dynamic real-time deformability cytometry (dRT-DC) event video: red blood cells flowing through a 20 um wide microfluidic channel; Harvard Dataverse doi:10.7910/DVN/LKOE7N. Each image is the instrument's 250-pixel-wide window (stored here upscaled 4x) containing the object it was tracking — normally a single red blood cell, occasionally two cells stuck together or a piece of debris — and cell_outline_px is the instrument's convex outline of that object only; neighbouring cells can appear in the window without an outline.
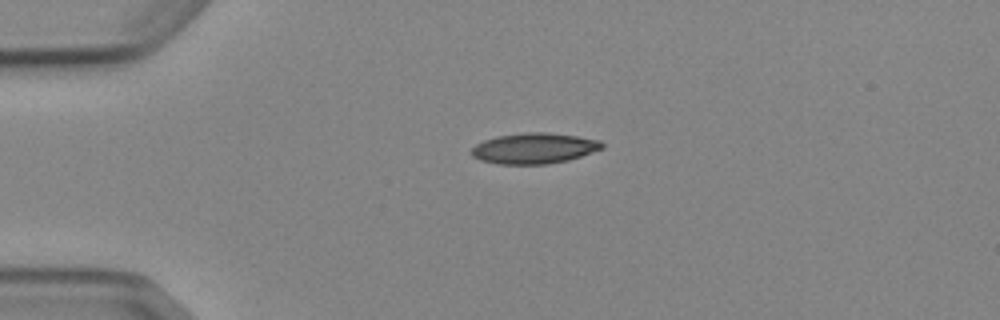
{"species": "Egyptian fruit bat (a non-hibernating species)", "species_latin": "Rousettus aegyptiacus", "temperature_condition": "cold", "stored_images_in_passage": 6, "camera_frame_rate_fps": 3000, "um_per_image_px": 0.085, "animal": {"sex": "female"}, "frame": {"image": 1, "passage_image": 1, "time_ms": 0.0, "image_size_px": [1000, 320], "cell_outline_px": [[604, 148], [568, 160], [548, 164], [500, 164], [480, 160], [472, 156], [472, 148], [476, 144], [484, 140], [496, 136], [524, 132], [548, 132], [576, 136], [600, 140], [604, 144]], "centroid_in_image_um": [45.4, 12.6], "position_along_channel_um": 39.6, "area_um2": 23.35}}
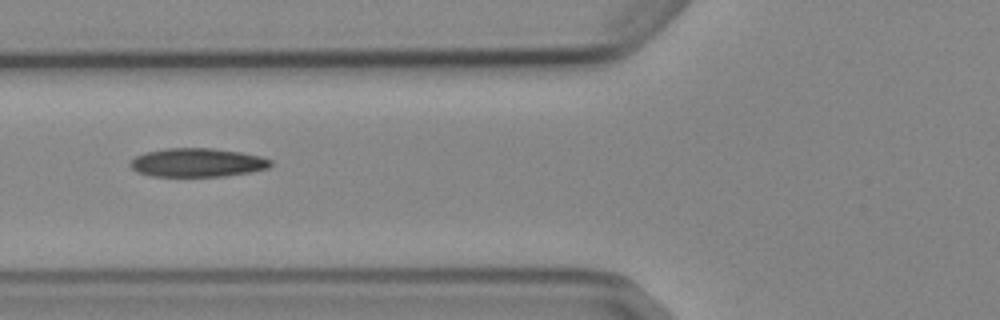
{"frame": {"image": 2, "passage_image": 3, "time_ms": 2.667, "image_size_px": [1000, 320], "cell_outline_px": [[272, 164], [268, 168], [248, 172], [224, 176], [152, 176], [136, 172], [128, 164], [136, 156], [144, 152], [164, 148], [212, 148], [240, 152], [260, 156], [272, 160]], "centroid_in_image_um": [16.74, 13.81], "position_along_channel_um": 109.1, "area_um2": 23.47}}